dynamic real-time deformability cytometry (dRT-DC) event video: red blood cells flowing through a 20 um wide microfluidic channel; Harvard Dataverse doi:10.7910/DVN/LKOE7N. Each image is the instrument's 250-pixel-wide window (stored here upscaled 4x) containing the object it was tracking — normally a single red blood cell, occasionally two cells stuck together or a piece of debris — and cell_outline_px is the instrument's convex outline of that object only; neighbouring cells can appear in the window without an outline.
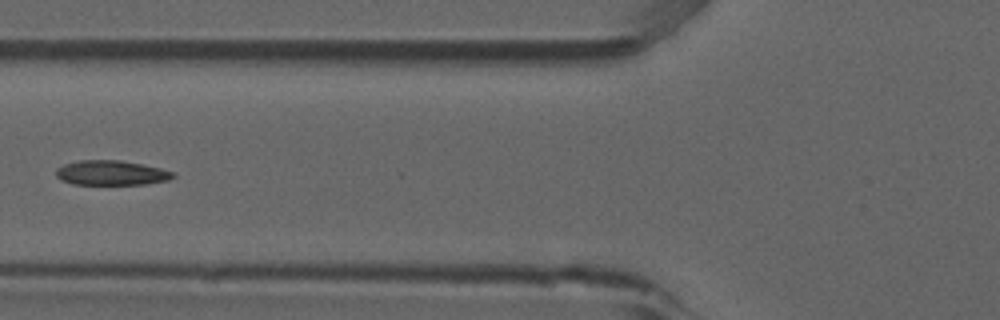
{"species": "common noctule bat (a hibernating species)", "species_latin": "Nyctalus noctula", "temperature_condition": "room temperature", "stored_images_in_passage": 7, "camera_frame_rate_fps": 3000, "um_per_image_px": 0.085, "animal": {"sex": "male", "forearm_length_mm": 52.5}, "frame": {"image": 1, "passage_image": 6, "time_ms": 1.667, "image_size_px": [1000, 320], "cell_outline_px": [[176, 176], [168, 180], [148, 184], [72, 184], [60, 180], [56, 176], [56, 168], [64, 164], [80, 160], [120, 160], [160, 168], [176, 172]], "centroid_in_image_um": [9.46, 14.69], "position_along_channel_um": 116.3, "area_um2": 16.94}}
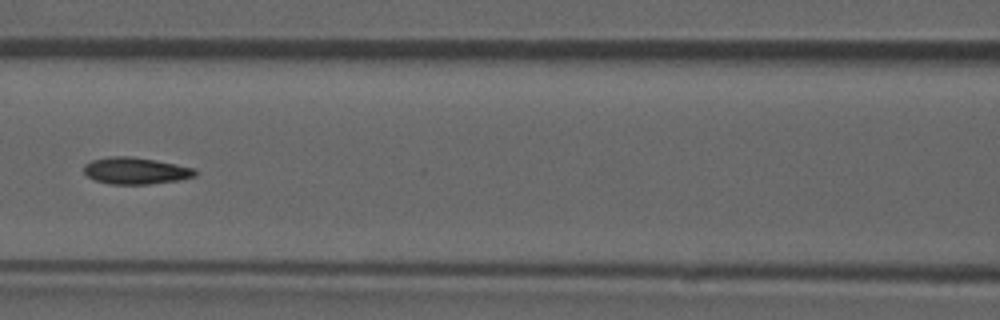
{"frame": {"image": 2, "passage_image": 7, "time_ms": 2.0, "image_size_px": [1000, 320], "cell_outline_px": [[200, 172], [196, 176], [180, 180], [148, 184], [108, 184], [96, 180], [88, 176], [84, 172], [84, 164], [92, 160], [108, 156], [132, 156], [176, 164], [196, 168]], "centroid_in_image_um": [11.57, 14.51], "position_along_channel_um": 155.0, "area_um2": 17.51}}